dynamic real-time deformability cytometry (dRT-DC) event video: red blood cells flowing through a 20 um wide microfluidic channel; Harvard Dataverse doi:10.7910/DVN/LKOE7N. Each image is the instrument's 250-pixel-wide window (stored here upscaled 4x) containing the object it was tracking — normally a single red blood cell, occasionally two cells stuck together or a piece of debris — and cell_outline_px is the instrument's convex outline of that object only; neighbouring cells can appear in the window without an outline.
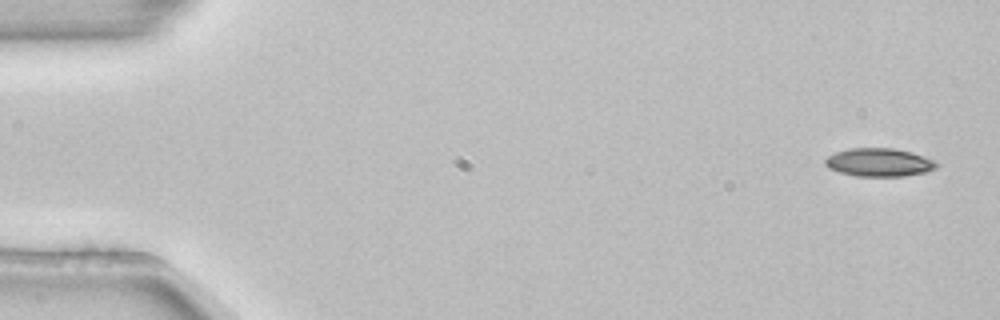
{"species": "common noctule bat (a hibernating species)", "species_latin": "Nyctalus noctula", "temperature_condition": "room temperature", "stored_images_in_passage": 3, "camera_frame_rate_fps": 3000, "um_per_image_px": 0.085, "animal": {"sex": "female", "body_mass_g": 22.7, "forearm_length_mm": 54.2}, "frame": {"image": 1, "passage_image": 1, "time_ms": 0.0, "image_size_px": [1000, 320], "cell_outline_px": [[940, 164], [936, 168], [924, 172], [904, 176], [856, 176], [840, 172], [828, 168], [824, 164], [824, 160], [828, 156], [836, 152], [848, 148], [896, 148], [912, 152], [936, 160]], "centroid_in_image_um": [74.74, 13.79], "position_along_channel_um": 10.3, "area_um2": 18.5}}
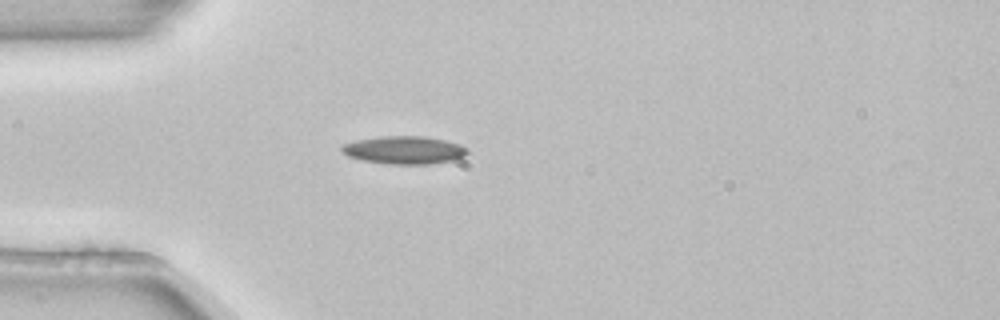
{"frame": {"image": 2, "passage_image": 3, "time_ms": 0.667, "image_size_px": [1000, 320], "cell_outline_px": [[468, 152], [464, 156], [456, 160], [428, 164], [388, 164], [364, 160], [348, 156], [340, 148], [344, 144], [356, 140], [380, 136], [424, 136], [444, 140], [460, 144], [468, 148]], "centroid_in_image_um": [34.4, 12.75], "position_along_channel_um": 50.6, "area_um2": 20.4}}